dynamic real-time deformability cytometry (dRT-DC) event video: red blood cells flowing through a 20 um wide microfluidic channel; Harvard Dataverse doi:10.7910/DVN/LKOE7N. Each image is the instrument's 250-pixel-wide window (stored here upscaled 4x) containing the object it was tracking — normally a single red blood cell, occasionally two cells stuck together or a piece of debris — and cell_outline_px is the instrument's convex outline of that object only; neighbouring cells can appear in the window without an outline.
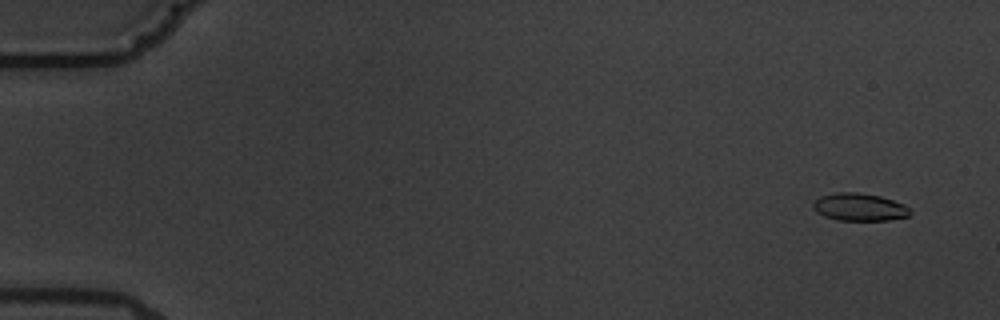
{"species": "common noctule bat (a hibernating species)", "species_latin": "Nyctalus noctula", "temperature_condition": "warm", "stored_images_in_passage": 15, "camera_frame_rate_fps": 3000, "um_per_image_px": 0.085, "animal": {"sex": "male", "body_mass_g": 19.5, "forearm_length_mm": 54.6}, "frame": {"image": 1, "passage_image": 1, "time_ms": 0.0, "image_size_px": [1000, 320], "cell_outline_px": [[912, 216], [888, 220], [836, 220], [824, 216], [816, 212], [812, 208], [812, 204], [820, 196], [836, 192], [856, 192], [880, 196], [904, 204], [912, 212]], "centroid_in_image_um": [73.05, 17.61], "position_along_channel_um": 11.9, "area_um2": 15.72}}
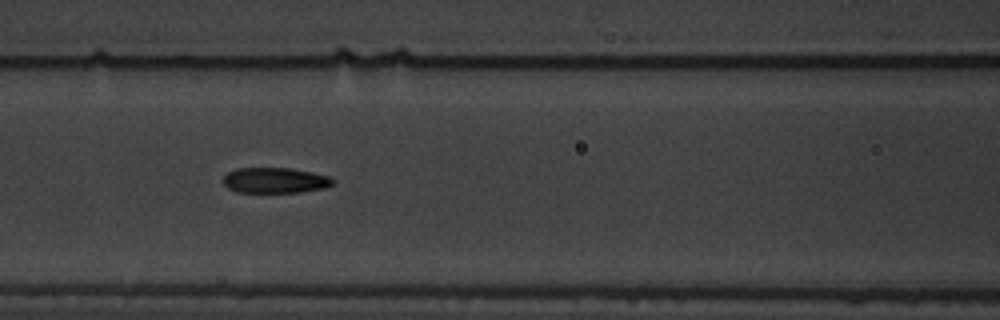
{"frame": {"image": 2, "passage_image": 7, "time_ms": 7.667, "image_size_px": [1000, 320], "cell_outline_px": [[336, 180], [332, 184], [324, 188], [300, 192], [236, 192], [228, 188], [220, 180], [228, 172], [236, 168], [292, 168], [312, 172], [328, 176]], "centroid_in_image_um": [23.35, 15.32], "position_along_channel_um": 143.3, "area_um2": 16.42}}
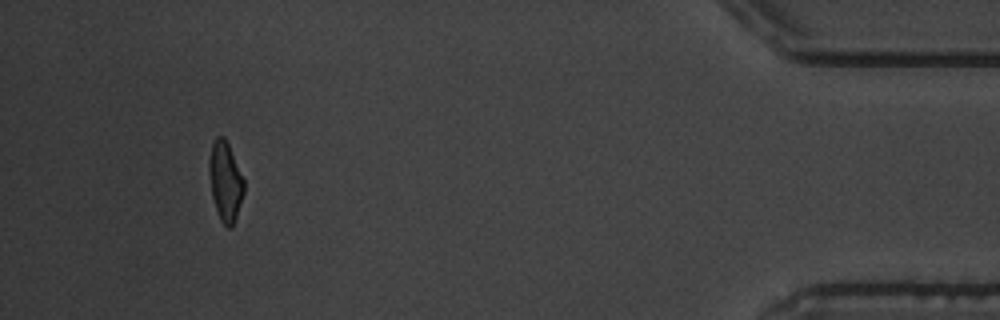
{"frame": {"image": 3, "passage_image": 14, "time_ms": 17.0, "image_size_px": [1000, 320], "cell_outline_px": [[244, 192], [232, 228], [228, 228], [220, 220], [212, 196], [208, 172], [208, 160], [212, 144], [216, 136], [224, 136], [228, 144], [244, 180]], "centroid_in_image_um": [19.13, 15.4], "position_along_channel_um": 416.1, "area_um2": 16.01}, "authors_computed_cell_mechanics": {"area_um2": 16.762, "velocity_mm_per_s": 3.5804, "shape_relaxation_time_tau1_ms": 2.7166, "shape_relaxation_time_tau2_ms": 0.6762, "deformation_change_tau1": 0.1419, "deformation_change_tau2": 0.0282}}